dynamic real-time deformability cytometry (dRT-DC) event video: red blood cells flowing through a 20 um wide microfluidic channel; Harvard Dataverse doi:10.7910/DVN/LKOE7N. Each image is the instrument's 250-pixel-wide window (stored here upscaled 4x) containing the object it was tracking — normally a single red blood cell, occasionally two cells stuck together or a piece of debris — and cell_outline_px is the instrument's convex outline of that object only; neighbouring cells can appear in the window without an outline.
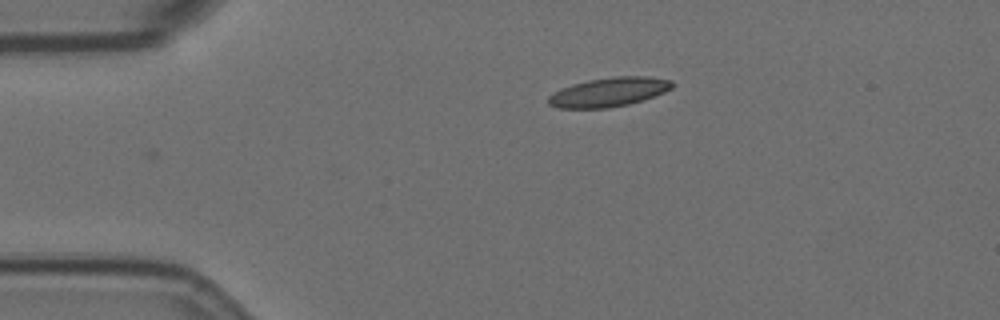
{"species": "Egyptian fruit bat (a non-hibernating species)", "species_latin": "Rousettus aegyptiacus", "temperature_condition": "room temperature", "stored_images_in_passage": 3, "camera_frame_rate_fps": 3000, "um_per_image_px": 0.085, "animal": {"sex": "female"}, "frame": {"image": 1, "passage_image": 1, "time_ms": 0.0, "image_size_px": [1000, 320], "cell_outline_px": [[676, 84], [672, 88], [664, 92], [628, 104], [608, 108], [556, 108], [548, 104], [548, 96], [572, 84], [588, 80], [612, 76], [648, 76], [672, 80]], "centroid_in_image_um": [51.77, 7.81], "position_along_channel_um": 33.2, "area_um2": 20.92}}